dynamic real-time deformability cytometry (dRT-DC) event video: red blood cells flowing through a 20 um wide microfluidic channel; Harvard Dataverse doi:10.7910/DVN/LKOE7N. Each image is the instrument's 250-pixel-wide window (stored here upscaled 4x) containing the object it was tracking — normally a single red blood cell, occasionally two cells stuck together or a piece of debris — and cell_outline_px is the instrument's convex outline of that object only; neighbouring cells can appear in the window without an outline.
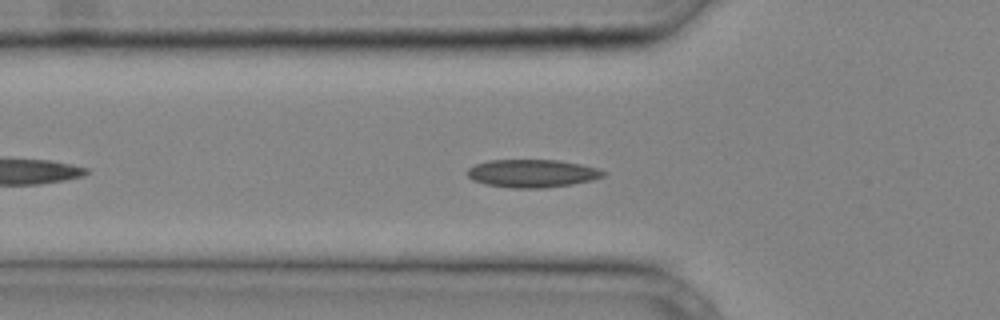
{"species": "common noctule bat (a hibernating species)", "species_latin": "Nyctalus noctula", "temperature_condition": "cold", "stored_images_in_passage": 28, "camera_frame_rate_fps": 3000, "um_per_image_px": 0.085, "animal": {"sex": "male", "body_mass_g": 20.4}, "frame": {"image": 1, "passage_image": 3, "time_ms": 0.667, "image_size_px": [1000, 320], "cell_outline_px": [[608, 172], [604, 176], [592, 180], [572, 184], [544, 188], [512, 188], [484, 184], [472, 180], [468, 176], [468, 168], [476, 164], [488, 160], [560, 160], [600, 168]], "centroid_in_image_um": [45.27, 14.74], "position_along_channel_um": 80.5, "area_um2": 22.31}}
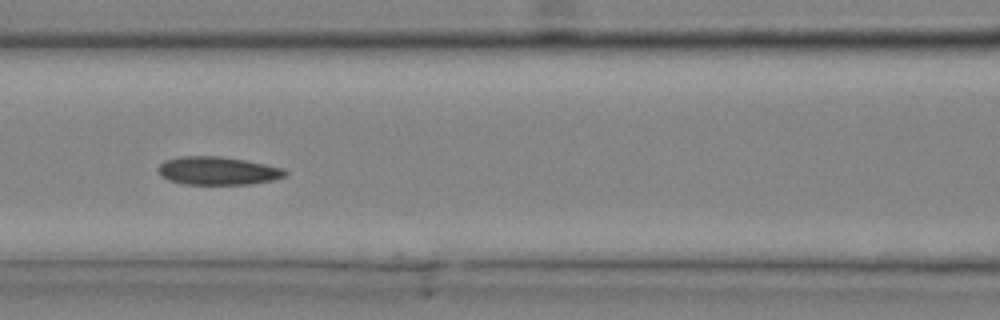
{"frame": {"image": 2, "passage_image": 7, "time_ms": 2.0, "image_size_px": [1000, 320], "cell_outline_px": [[288, 172], [284, 176], [272, 180], [252, 184], [184, 184], [168, 180], [160, 176], [156, 168], [164, 160], [184, 156], [220, 156], [244, 160], [284, 168]], "centroid_in_image_um": [18.47, 14.52], "position_along_channel_um": 148.1, "area_um2": 20.87}}
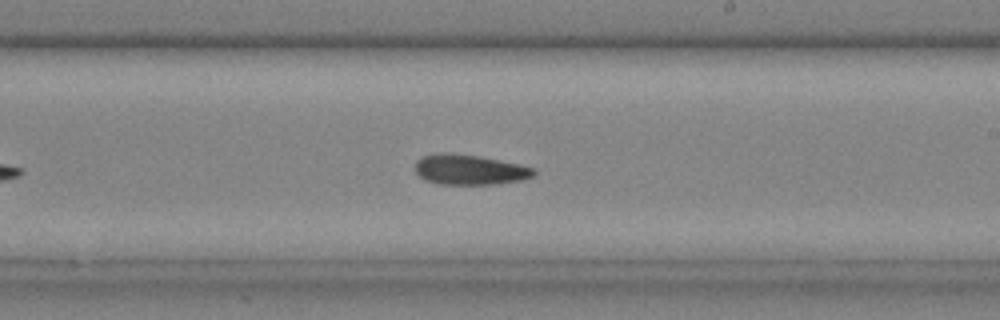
{"frame": {"image": 3, "passage_image": 13, "time_ms": 4.0, "image_size_px": [1000, 320], "cell_outline_px": [[536, 172], [532, 176], [520, 180], [492, 184], [440, 184], [424, 180], [416, 172], [416, 160], [420, 156], [436, 152], [452, 152], [480, 156], [520, 164], [536, 168]], "centroid_in_image_um": [39.88, 14.39], "position_along_channel_um": 249.1, "area_um2": 21.1}}